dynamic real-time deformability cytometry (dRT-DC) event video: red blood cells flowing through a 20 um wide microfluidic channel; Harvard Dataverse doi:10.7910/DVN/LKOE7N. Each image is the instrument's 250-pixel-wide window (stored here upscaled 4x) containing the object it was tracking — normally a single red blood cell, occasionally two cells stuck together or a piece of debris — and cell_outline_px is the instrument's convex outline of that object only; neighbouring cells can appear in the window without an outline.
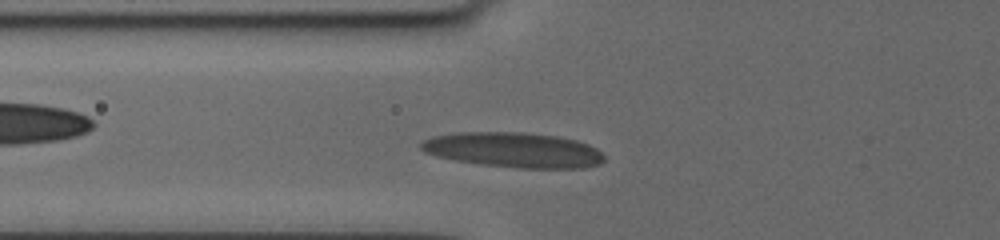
{"species": "human", "species_latin": "Homo sapiens", "temperature_condition": "cold", "stored_images_in_passage": 35, "camera_frame_rate_fps": 3000, "um_per_image_px": 0.085, "donor": {"sex": "female"}, "frame": {"image": 1, "passage_image": 8, "time_ms": 2.667, "image_size_px": [1000, 240], "cell_outline_px": [[604, 160], [600, 164], [584, 168], [520, 168], [480, 164], [456, 160], [436, 156], [424, 152], [420, 148], [420, 140], [432, 136], [456, 132], [524, 132], [560, 136], [576, 140], [588, 144], [596, 148], [604, 156]], "centroid_in_image_um": [43.63, 12.74], "position_along_channel_um": 82.2, "area_um2": 37.74}}
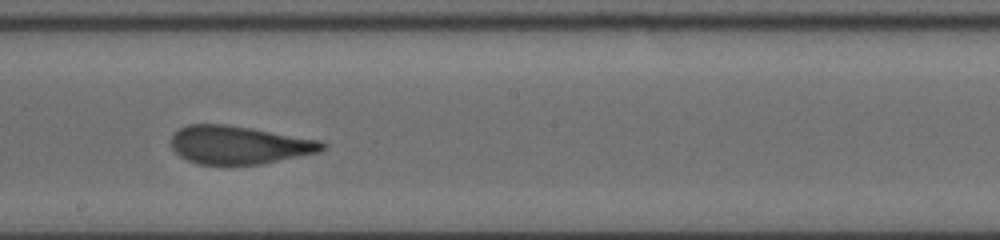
{"frame": {"image": 2, "passage_image": 19, "time_ms": 6.667, "image_size_px": [1000, 240], "cell_outline_px": [[328, 148], [320, 152], [260, 164], [196, 164], [180, 156], [172, 148], [172, 136], [180, 128], [188, 124], [224, 124], [252, 128], [324, 140], [328, 144]], "centroid_in_image_um": [20.4, 12.31], "position_along_channel_um": 227.8, "area_um2": 33.81}}
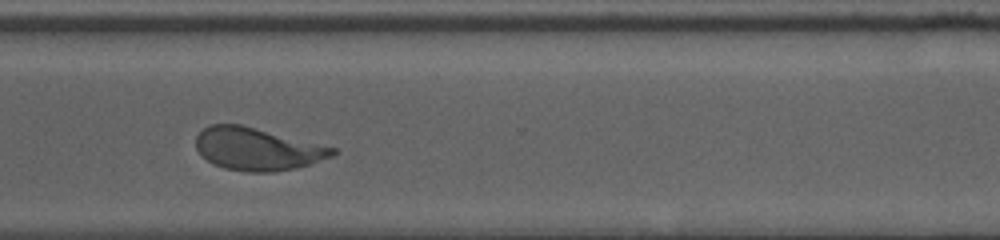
{"frame": {"image": 3, "passage_image": 28, "time_ms": 10.0, "image_size_px": [1000, 240], "cell_outline_px": [[336, 152], [332, 156], [296, 168], [272, 172], [248, 172], [224, 168], [212, 164], [200, 156], [196, 148], [196, 136], [204, 128], [212, 124], [240, 124], [336, 148]], "centroid_in_image_um": [21.81, 12.67], "position_along_channel_um": 348.8, "area_um2": 33.7}, "authors_computed_cell_mechanics": {"area_um2": 34.391, "velocity_mm_per_s": 3.6477, "shape_relaxation_time_tau1_ms": 5.4287, "shape_relaxation_time_tau2_ms": 1.1476, "deformation_change_tau1": 0.2046, "deformation_change_tau2": 0.0909}}